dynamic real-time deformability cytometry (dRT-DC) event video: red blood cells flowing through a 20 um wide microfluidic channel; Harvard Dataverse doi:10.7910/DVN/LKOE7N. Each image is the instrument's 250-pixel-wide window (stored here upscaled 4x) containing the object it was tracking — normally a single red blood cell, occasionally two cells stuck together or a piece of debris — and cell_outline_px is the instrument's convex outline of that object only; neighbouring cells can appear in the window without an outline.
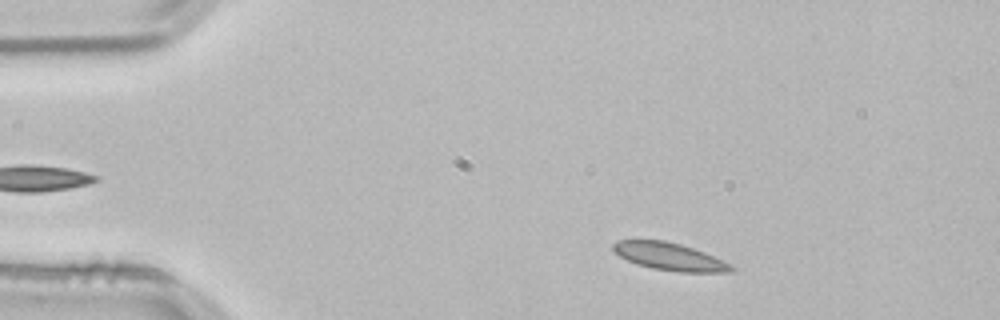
{"species": "common noctule bat (a hibernating species)", "species_latin": "Nyctalus noctula", "temperature_condition": "room temperature", "stored_images_in_passage": 50, "camera_frame_rate_fps": 3000, "um_per_image_px": 0.085, "animal": {"sex": "male", "body_mass_g": 21.5, "forearm_length_mm": 52.0}, "frame": {"image": 1, "passage_image": 5, "time_ms": 1.333, "image_size_px": [1000, 320], "cell_outline_px": [[736, 268], [732, 272], [680, 272], [652, 268], [636, 264], [620, 256], [612, 248], [612, 244], [616, 240], [664, 240], [680, 244], [704, 252], [732, 264]], "centroid_in_image_um": [56.93, 21.81], "position_along_channel_um": 28.1, "area_um2": 18.9}}
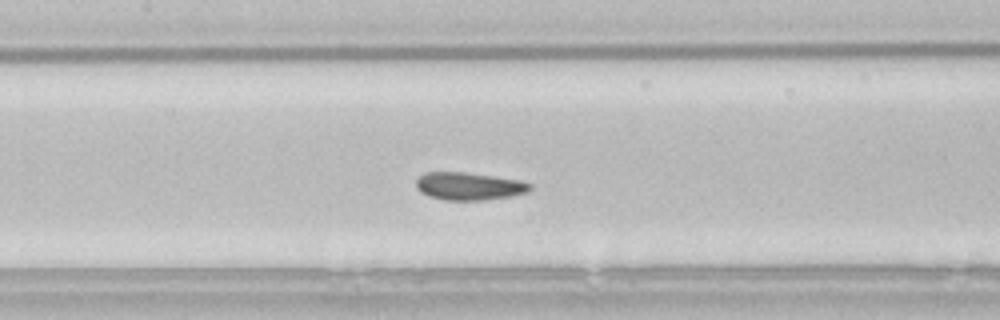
{"frame": {"image": 2, "passage_image": 21, "time_ms": 6.667, "image_size_px": [1000, 320], "cell_outline_px": [[532, 188], [528, 192], [512, 196], [484, 200], [444, 200], [420, 192], [416, 188], [416, 180], [420, 176], [428, 172], [464, 172], [520, 180], [532, 184]], "centroid_in_image_um": [39.89, 15.83], "position_along_channel_um": 167.5, "area_um2": 18.32}}
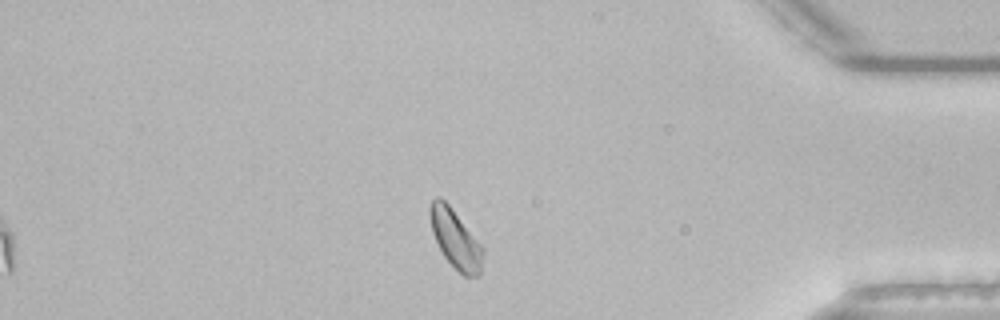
{"frame": {"image": 3, "passage_image": 42, "time_ms": 13.667, "image_size_px": [1000, 320], "cell_outline_px": [[484, 252], [480, 276], [464, 276], [444, 256], [432, 232], [428, 212], [428, 208], [432, 200], [436, 196], [440, 196], [448, 204], [484, 248]], "centroid_in_image_um": [38.71, 20.3], "position_along_channel_um": 396.5, "area_um2": 17.92}, "authors_computed_cell_mechanics": {"area_um2": 18.3226, "velocity_mm_per_s": 3.764, "shape_relaxation_time_tau1_ms": 7.4974, "shape_relaxation_time_tau2_ms": null, "deformation_change_tau1": 0.0712, "deformation_change_tau2": null}}